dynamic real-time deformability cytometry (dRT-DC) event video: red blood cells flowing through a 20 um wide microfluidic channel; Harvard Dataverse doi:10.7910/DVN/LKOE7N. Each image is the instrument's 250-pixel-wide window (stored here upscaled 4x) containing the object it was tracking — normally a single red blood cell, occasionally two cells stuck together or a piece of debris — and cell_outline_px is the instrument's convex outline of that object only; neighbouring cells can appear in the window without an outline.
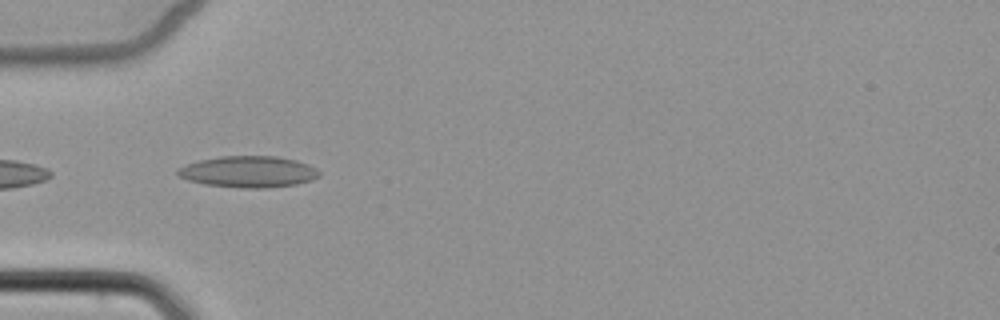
{"species": "common noctule bat (a hibernating species)", "species_latin": "Nyctalus noctula", "temperature_condition": "cold", "stored_images_in_passage": 5, "camera_frame_rate_fps": 3000, "um_per_image_px": 0.085, "animal": {"sex": "female", "body_mass_g": 22.7, "forearm_length_mm": 54.2}, "frame": {"image": 1, "passage_image": 4, "time_ms": 4.333, "image_size_px": [1000, 320], "cell_outline_px": [[320, 176], [312, 180], [296, 184], [264, 188], [240, 188], [204, 184], [188, 180], [180, 176], [176, 172], [176, 168], [184, 164], [200, 160], [220, 156], [276, 156], [296, 160], [308, 164], [316, 168], [320, 172]], "centroid_in_image_um": [21.1, 14.59], "position_along_channel_um": 63.9, "area_um2": 26.01}}
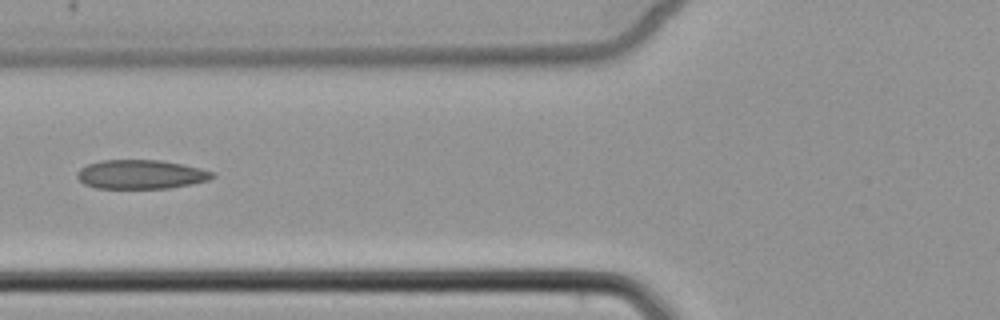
{"frame": {"image": 2, "passage_image": 5, "time_ms": 5.667, "image_size_px": [1000, 320], "cell_outline_px": [[216, 176], [208, 180], [192, 184], [168, 188], [96, 188], [84, 184], [76, 176], [76, 172], [80, 168], [88, 164], [100, 160], [160, 160], [184, 164], [200, 168], [212, 172]], "centroid_in_image_um": [11.96, 14.82], "position_along_channel_um": 113.8, "area_um2": 22.95}}